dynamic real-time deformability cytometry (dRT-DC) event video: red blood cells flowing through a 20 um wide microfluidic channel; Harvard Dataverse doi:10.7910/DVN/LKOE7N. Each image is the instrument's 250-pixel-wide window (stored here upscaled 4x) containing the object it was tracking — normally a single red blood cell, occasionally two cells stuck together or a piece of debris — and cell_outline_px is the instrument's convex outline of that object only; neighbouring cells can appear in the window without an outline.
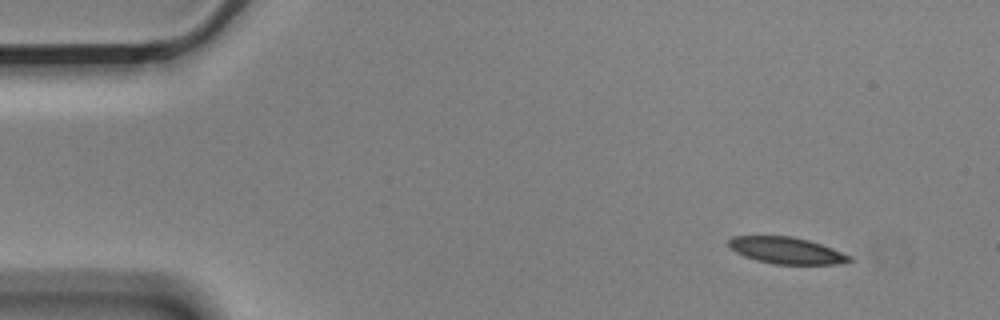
{"species": "Egyptian fruit bat (a non-hibernating species)", "species_latin": "Rousettus aegyptiacus", "temperature_condition": "cold", "stored_images_in_passage": 6, "segment_of_instrument_passage": [2, 2], "camera_frame_rate_fps": 3000, "um_per_image_px": 0.085, "animal": {"sex": "male"}, "frame": {"image": 1, "passage_image": 6, "time_ms": 1.667, "image_size_px": [1000, 320], "cell_outline_px": [[856, 260], [840, 264], [772, 264], [756, 260], [744, 256], [736, 252], [728, 244], [728, 240], [732, 236], [792, 236], [808, 240], [832, 248], [852, 256]], "centroid_in_image_um": [66.89, 21.3], "position_along_channel_um": 18.1, "area_um2": 18.79}}